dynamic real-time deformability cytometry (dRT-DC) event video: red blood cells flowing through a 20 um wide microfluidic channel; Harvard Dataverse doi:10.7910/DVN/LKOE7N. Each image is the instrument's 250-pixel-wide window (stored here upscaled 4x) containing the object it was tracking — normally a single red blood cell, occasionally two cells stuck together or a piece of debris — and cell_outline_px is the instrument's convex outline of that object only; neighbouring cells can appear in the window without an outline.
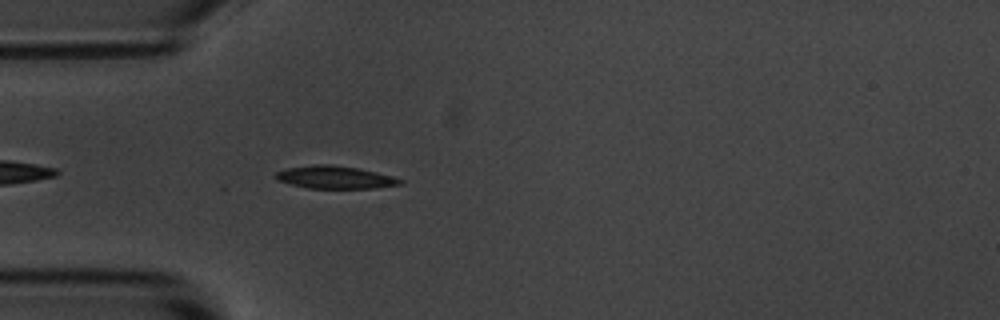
{"species": "common noctule bat (a hibernating species)", "species_latin": "Nyctalus noctula", "temperature_condition": "room temperature", "stored_images_in_passage": 24, "camera_frame_rate_fps": 3000, "um_per_image_px": 0.085, "animal": {"sex": "male", "body_mass_g": 20.1, "forearm_length_mm": 53.5}, "frame": {"image": 1, "passage_image": 4, "time_ms": 1.0, "image_size_px": [1000, 320], "cell_outline_px": [[404, 180], [400, 184], [376, 188], [308, 188], [276, 180], [272, 176], [276, 172], [284, 168], [312, 164], [332, 164], [356, 168], [392, 176]], "centroid_in_image_um": [28.4, 15.06], "position_along_channel_um": 56.6, "area_um2": 16.47}}
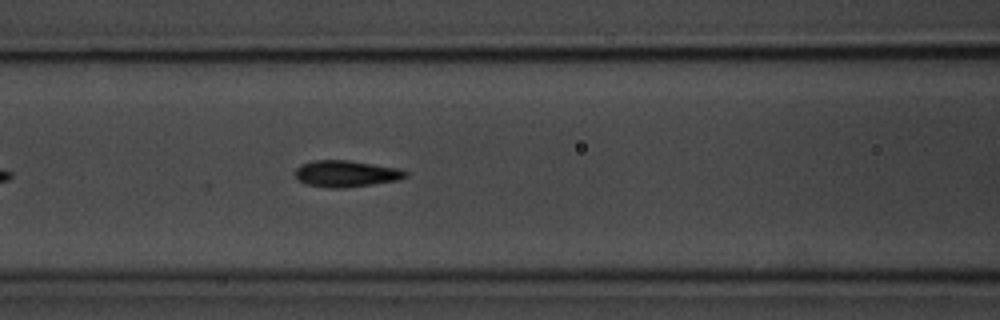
{"frame": {"image": 2, "passage_image": 11, "time_ms": 3.333, "image_size_px": [1000, 320], "cell_outline_px": [[408, 176], [400, 180], [344, 188], [328, 188], [308, 184], [300, 180], [296, 176], [296, 168], [300, 164], [312, 160], [348, 160], [400, 168], [408, 172]], "centroid_in_image_um": [29.46, 14.75], "position_along_channel_um": 137.1, "area_um2": 17.11}}
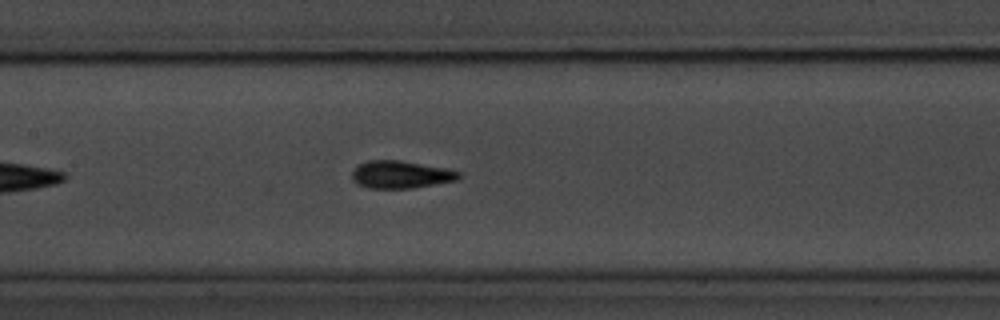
{"frame": {"image": 3, "passage_image": 14, "time_ms": 4.333, "image_size_px": [1000, 320], "cell_outline_px": [[460, 176], [456, 180], [412, 188], [368, 188], [352, 180], [352, 172], [360, 164], [368, 160], [400, 160], [448, 168], [460, 172]], "centroid_in_image_um": [34.07, 14.83], "position_along_channel_um": 173.3, "area_um2": 16.99}}